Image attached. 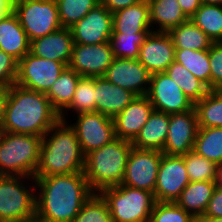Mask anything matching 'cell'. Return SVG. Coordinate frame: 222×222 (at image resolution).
I'll use <instances>...</instances> for the list:
<instances>
[{"label": "cell", "mask_w": 222, "mask_h": 222, "mask_svg": "<svg viewBox=\"0 0 222 222\" xmlns=\"http://www.w3.org/2000/svg\"><path fill=\"white\" fill-rule=\"evenodd\" d=\"M31 181L39 189L36 191L39 193L36 195L37 222H72L94 193L83 171L39 177Z\"/></svg>", "instance_id": "6da1fadb"}, {"label": "cell", "mask_w": 222, "mask_h": 222, "mask_svg": "<svg viewBox=\"0 0 222 222\" xmlns=\"http://www.w3.org/2000/svg\"><path fill=\"white\" fill-rule=\"evenodd\" d=\"M60 120L44 93L11 85L7 96L2 132H13L43 137Z\"/></svg>", "instance_id": "7a4b0ae2"}, {"label": "cell", "mask_w": 222, "mask_h": 222, "mask_svg": "<svg viewBox=\"0 0 222 222\" xmlns=\"http://www.w3.org/2000/svg\"><path fill=\"white\" fill-rule=\"evenodd\" d=\"M84 163L85 155L75 130L66 121L59 120L42 137L34 179L81 172Z\"/></svg>", "instance_id": "3957f363"}, {"label": "cell", "mask_w": 222, "mask_h": 222, "mask_svg": "<svg viewBox=\"0 0 222 222\" xmlns=\"http://www.w3.org/2000/svg\"><path fill=\"white\" fill-rule=\"evenodd\" d=\"M131 149L130 141L116 138L85 155L83 172L94 193L123 182Z\"/></svg>", "instance_id": "277c9868"}, {"label": "cell", "mask_w": 222, "mask_h": 222, "mask_svg": "<svg viewBox=\"0 0 222 222\" xmlns=\"http://www.w3.org/2000/svg\"><path fill=\"white\" fill-rule=\"evenodd\" d=\"M42 137L0 133V176L34 177L39 164Z\"/></svg>", "instance_id": "5b68a950"}, {"label": "cell", "mask_w": 222, "mask_h": 222, "mask_svg": "<svg viewBox=\"0 0 222 222\" xmlns=\"http://www.w3.org/2000/svg\"><path fill=\"white\" fill-rule=\"evenodd\" d=\"M99 194L106 201L113 222H148L157 202L154 193L122 184L104 188Z\"/></svg>", "instance_id": "8992f818"}, {"label": "cell", "mask_w": 222, "mask_h": 222, "mask_svg": "<svg viewBox=\"0 0 222 222\" xmlns=\"http://www.w3.org/2000/svg\"><path fill=\"white\" fill-rule=\"evenodd\" d=\"M26 178L34 179L28 176H0V222L36 220V186L26 188L27 185L22 183Z\"/></svg>", "instance_id": "52a82bcc"}, {"label": "cell", "mask_w": 222, "mask_h": 222, "mask_svg": "<svg viewBox=\"0 0 222 222\" xmlns=\"http://www.w3.org/2000/svg\"><path fill=\"white\" fill-rule=\"evenodd\" d=\"M11 10L29 42L62 28L55 0H12Z\"/></svg>", "instance_id": "ba28073f"}, {"label": "cell", "mask_w": 222, "mask_h": 222, "mask_svg": "<svg viewBox=\"0 0 222 222\" xmlns=\"http://www.w3.org/2000/svg\"><path fill=\"white\" fill-rule=\"evenodd\" d=\"M67 66L26 53L18 62L16 85L46 94Z\"/></svg>", "instance_id": "9c48e42d"}, {"label": "cell", "mask_w": 222, "mask_h": 222, "mask_svg": "<svg viewBox=\"0 0 222 222\" xmlns=\"http://www.w3.org/2000/svg\"><path fill=\"white\" fill-rule=\"evenodd\" d=\"M70 126L76 132L84 155L116 139L113 118L99 112L78 113L76 123Z\"/></svg>", "instance_id": "30bf717a"}, {"label": "cell", "mask_w": 222, "mask_h": 222, "mask_svg": "<svg viewBox=\"0 0 222 222\" xmlns=\"http://www.w3.org/2000/svg\"><path fill=\"white\" fill-rule=\"evenodd\" d=\"M147 97L155 111L169 115L192 110L195 106L166 72L151 74Z\"/></svg>", "instance_id": "8fae6325"}, {"label": "cell", "mask_w": 222, "mask_h": 222, "mask_svg": "<svg viewBox=\"0 0 222 222\" xmlns=\"http://www.w3.org/2000/svg\"><path fill=\"white\" fill-rule=\"evenodd\" d=\"M162 152L132 146L122 185L154 193Z\"/></svg>", "instance_id": "7c38bea8"}, {"label": "cell", "mask_w": 222, "mask_h": 222, "mask_svg": "<svg viewBox=\"0 0 222 222\" xmlns=\"http://www.w3.org/2000/svg\"><path fill=\"white\" fill-rule=\"evenodd\" d=\"M190 183L183 156L162 153L154 196L157 202H175Z\"/></svg>", "instance_id": "4fadbf2b"}, {"label": "cell", "mask_w": 222, "mask_h": 222, "mask_svg": "<svg viewBox=\"0 0 222 222\" xmlns=\"http://www.w3.org/2000/svg\"><path fill=\"white\" fill-rule=\"evenodd\" d=\"M113 59L109 42L94 45L74 43L68 67L81 77H103Z\"/></svg>", "instance_id": "5bb4252c"}, {"label": "cell", "mask_w": 222, "mask_h": 222, "mask_svg": "<svg viewBox=\"0 0 222 222\" xmlns=\"http://www.w3.org/2000/svg\"><path fill=\"white\" fill-rule=\"evenodd\" d=\"M198 129L195 107L183 113L170 114L168 133L162 153L182 156L192 151Z\"/></svg>", "instance_id": "9a60e30c"}, {"label": "cell", "mask_w": 222, "mask_h": 222, "mask_svg": "<svg viewBox=\"0 0 222 222\" xmlns=\"http://www.w3.org/2000/svg\"><path fill=\"white\" fill-rule=\"evenodd\" d=\"M104 77L136 96H147L151 73L138 59L114 58Z\"/></svg>", "instance_id": "2e32d148"}, {"label": "cell", "mask_w": 222, "mask_h": 222, "mask_svg": "<svg viewBox=\"0 0 222 222\" xmlns=\"http://www.w3.org/2000/svg\"><path fill=\"white\" fill-rule=\"evenodd\" d=\"M70 29L74 43L94 45L109 42L112 35V13L100 3Z\"/></svg>", "instance_id": "e0dca14e"}, {"label": "cell", "mask_w": 222, "mask_h": 222, "mask_svg": "<svg viewBox=\"0 0 222 222\" xmlns=\"http://www.w3.org/2000/svg\"><path fill=\"white\" fill-rule=\"evenodd\" d=\"M176 48L165 32H151L140 46L138 60L151 73L165 72L174 62Z\"/></svg>", "instance_id": "ac0fdd59"}, {"label": "cell", "mask_w": 222, "mask_h": 222, "mask_svg": "<svg viewBox=\"0 0 222 222\" xmlns=\"http://www.w3.org/2000/svg\"><path fill=\"white\" fill-rule=\"evenodd\" d=\"M154 111L147 96H136L115 118L116 138L132 142Z\"/></svg>", "instance_id": "d6986e66"}, {"label": "cell", "mask_w": 222, "mask_h": 222, "mask_svg": "<svg viewBox=\"0 0 222 222\" xmlns=\"http://www.w3.org/2000/svg\"><path fill=\"white\" fill-rule=\"evenodd\" d=\"M74 41L70 28L62 27L30 42V53L36 57L62 62L68 67Z\"/></svg>", "instance_id": "ffe728a7"}, {"label": "cell", "mask_w": 222, "mask_h": 222, "mask_svg": "<svg viewBox=\"0 0 222 222\" xmlns=\"http://www.w3.org/2000/svg\"><path fill=\"white\" fill-rule=\"evenodd\" d=\"M95 112L115 118L136 97L103 77H94Z\"/></svg>", "instance_id": "44dd1931"}, {"label": "cell", "mask_w": 222, "mask_h": 222, "mask_svg": "<svg viewBox=\"0 0 222 222\" xmlns=\"http://www.w3.org/2000/svg\"><path fill=\"white\" fill-rule=\"evenodd\" d=\"M149 4L142 0L137 4L112 13V33H151Z\"/></svg>", "instance_id": "7402d4cb"}, {"label": "cell", "mask_w": 222, "mask_h": 222, "mask_svg": "<svg viewBox=\"0 0 222 222\" xmlns=\"http://www.w3.org/2000/svg\"><path fill=\"white\" fill-rule=\"evenodd\" d=\"M0 50L11 55L18 62L30 52V42L26 32L12 10L0 18Z\"/></svg>", "instance_id": "603a6c76"}, {"label": "cell", "mask_w": 222, "mask_h": 222, "mask_svg": "<svg viewBox=\"0 0 222 222\" xmlns=\"http://www.w3.org/2000/svg\"><path fill=\"white\" fill-rule=\"evenodd\" d=\"M168 127L169 114L154 110L131 144L138 149L162 152L166 142Z\"/></svg>", "instance_id": "cb8c5ba5"}, {"label": "cell", "mask_w": 222, "mask_h": 222, "mask_svg": "<svg viewBox=\"0 0 222 222\" xmlns=\"http://www.w3.org/2000/svg\"><path fill=\"white\" fill-rule=\"evenodd\" d=\"M147 2L152 32L168 33L171 29L189 20L182 11L178 0H147ZM153 24L157 29L153 28Z\"/></svg>", "instance_id": "d4e9b609"}, {"label": "cell", "mask_w": 222, "mask_h": 222, "mask_svg": "<svg viewBox=\"0 0 222 222\" xmlns=\"http://www.w3.org/2000/svg\"><path fill=\"white\" fill-rule=\"evenodd\" d=\"M215 189L214 181L190 182L175 203L198 219L204 215Z\"/></svg>", "instance_id": "484cf974"}, {"label": "cell", "mask_w": 222, "mask_h": 222, "mask_svg": "<svg viewBox=\"0 0 222 222\" xmlns=\"http://www.w3.org/2000/svg\"><path fill=\"white\" fill-rule=\"evenodd\" d=\"M80 78L78 73L66 67L45 94L59 114L71 103Z\"/></svg>", "instance_id": "4316f807"}, {"label": "cell", "mask_w": 222, "mask_h": 222, "mask_svg": "<svg viewBox=\"0 0 222 222\" xmlns=\"http://www.w3.org/2000/svg\"><path fill=\"white\" fill-rule=\"evenodd\" d=\"M168 34L176 49L209 50L213 43L190 19L171 29Z\"/></svg>", "instance_id": "83f0119b"}, {"label": "cell", "mask_w": 222, "mask_h": 222, "mask_svg": "<svg viewBox=\"0 0 222 222\" xmlns=\"http://www.w3.org/2000/svg\"><path fill=\"white\" fill-rule=\"evenodd\" d=\"M194 107L199 128H222V90H210Z\"/></svg>", "instance_id": "f1b7e54d"}, {"label": "cell", "mask_w": 222, "mask_h": 222, "mask_svg": "<svg viewBox=\"0 0 222 222\" xmlns=\"http://www.w3.org/2000/svg\"><path fill=\"white\" fill-rule=\"evenodd\" d=\"M213 42H222V6L202 4L189 18Z\"/></svg>", "instance_id": "f546056e"}, {"label": "cell", "mask_w": 222, "mask_h": 222, "mask_svg": "<svg viewBox=\"0 0 222 222\" xmlns=\"http://www.w3.org/2000/svg\"><path fill=\"white\" fill-rule=\"evenodd\" d=\"M174 61L182 64L210 89L209 50L176 49Z\"/></svg>", "instance_id": "4dcf8cb0"}, {"label": "cell", "mask_w": 222, "mask_h": 222, "mask_svg": "<svg viewBox=\"0 0 222 222\" xmlns=\"http://www.w3.org/2000/svg\"><path fill=\"white\" fill-rule=\"evenodd\" d=\"M193 151L207 160L222 163V128H199Z\"/></svg>", "instance_id": "1f68e13d"}, {"label": "cell", "mask_w": 222, "mask_h": 222, "mask_svg": "<svg viewBox=\"0 0 222 222\" xmlns=\"http://www.w3.org/2000/svg\"><path fill=\"white\" fill-rule=\"evenodd\" d=\"M165 72L194 103L210 91L202 81L197 79L189 70L176 61H174Z\"/></svg>", "instance_id": "d6a6232c"}, {"label": "cell", "mask_w": 222, "mask_h": 222, "mask_svg": "<svg viewBox=\"0 0 222 222\" xmlns=\"http://www.w3.org/2000/svg\"><path fill=\"white\" fill-rule=\"evenodd\" d=\"M95 105L94 78L81 77L77 83L71 103L59 114L60 120L66 121L65 114L69 110H72V112L75 111L76 114L82 112H95Z\"/></svg>", "instance_id": "836d02e7"}, {"label": "cell", "mask_w": 222, "mask_h": 222, "mask_svg": "<svg viewBox=\"0 0 222 222\" xmlns=\"http://www.w3.org/2000/svg\"><path fill=\"white\" fill-rule=\"evenodd\" d=\"M149 33H112L109 43L114 58L138 59L140 46Z\"/></svg>", "instance_id": "e575fe53"}, {"label": "cell", "mask_w": 222, "mask_h": 222, "mask_svg": "<svg viewBox=\"0 0 222 222\" xmlns=\"http://www.w3.org/2000/svg\"><path fill=\"white\" fill-rule=\"evenodd\" d=\"M62 27L70 28L80 21L90 10L100 4V0H55Z\"/></svg>", "instance_id": "d590c367"}, {"label": "cell", "mask_w": 222, "mask_h": 222, "mask_svg": "<svg viewBox=\"0 0 222 222\" xmlns=\"http://www.w3.org/2000/svg\"><path fill=\"white\" fill-rule=\"evenodd\" d=\"M190 182L215 181L217 164L190 151L182 155Z\"/></svg>", "instance_id": "8d00e7d4"}, {"label": "cell", "mask_w": 222, "mask_h": 222, "mask_svg": "<svg viewBox=\"0 0 222 222\" xmlns=\"http://www.w3.org/2000/svg\"><path fill=\"white\" fill-rule=\"evenodd\" d=\"M72 222H113L108 205L99 193H93Z\"/></svg>", "instance_id": "74e56055"}, {"label": "cell", "mask_w": 222, "mask_h": 222, "mask_svg": "<svg viewBox=\"0 0 222 222\" xmlns=\"http://www.w3.org/2000/svg\"><path fill=\"white\" fill-rule=\"evenodd\" d=\"M148 222H197L175 202H156Z\"/></svg>", "instance_id": "f35d334b"}, {"label": "cell", "mask_w": 222, "mask_h": 222, "mask_svg": "<svg viewBox=\"0 0 222 222\" xmlns=\"http://www.w3.org/2000/svg\"><path fill=\"white\" fill-rule=\"evenodd\" d=\"M210 90H222V42L209 48Z\"/></svg>", "instance_id": "ab89813d"}, {"label": "cell", "mask_w": 222, "mask_h": 222, "mask_svg": "<svg viewBox=\"0 0 222 222\" xmlns=\"http://www.w3.org/2000/svg\"><path fill=\"white\" fill-rule=\"evenodd\" d=\"M17 75L18 61L0 50V82L10 87L16 83Z\"/></svg>", "instance_id": "60d3db41"}, {"label": "cell", "mask_w": 222, "mask_h": 222, "mask_svg": "<svg viewBox=\"0 0 222 222\" xmlns=\"http://www.w3.org/2000/svg\"><path fill=\"white\" fill-rule=\"evenodd\" d=\"M201 217H220L222 218V190L216 188L213 196L208 202V206Z\"/></svg>", "instance_id": "b9f144b4"}, {"label": "cell", "mask_w": 222, "mask_h": 222, "mask_svg": "<svg viewBox=\"0 0 222 222\" xmlns=\"http://www.w3.org/2000/svg\"><path fill=\"white\" fill-rule=\"evenodd\" d=\"M140 1L142 0H100V3H102L111 13H114L118 10L137 4Z\"/></svg>", "instance_id": "7bdbcfd3"}, {"label": "cell", "mask_w": 222, "mask_h": 222, "mask_svg": "<svg viewBox=\"0 0 222 222\" xmlns=\"http://www.w3.org/2000/svg\"><path fill=\"white\" fill-rule=\"evenodd\" d=\"M184 14L190 18L202 5L201 0H178Z\"/></svg>", "instance_id": "ee69618b"}, {"label": "cell", "mask_w": 222, "mask_h": 222, "mask_svg": "<svg viewBox=\"0 0 222 222\" xmlns=\"http://www.w3.org/2000/svg\"><path fill=\"white\" fill-rule=\"evenodd\" d=\"M8 93H9V86L0 82V125L3 120V113H4Z\"/></svg>", "instance_id": "f6af8a7d"}, {"label": "cell", "mask_w": 222, "mask_h": 222, "mask_svg": "<svg viewBox=\"0 0 222 222\" xmlns=\"http://www.w3.org/2000/svg\"><path fill=\"white\" fill-rule=\"evenodd\" d=\"M12 0H0V18H3L9 11H11Z\"/></svg>", "instance_id": "bcb514c9"}, {"label": "cell", "mask_w": 222, "mask_h": 222, "mask_svg": "<svg viewBox=\"0 0 222 222\" xmlns=\"http://www.w3.org/2000/svg\"><path fill=\"white\" fill-rule=\"evenodd\" d=\"M215 187L222 190V163L217 164Z\"/></svg>", "instance_id": "7dc6e473"}, {"label": "cell", "mask_w": 222, "mask_h": 222, "mask_svg": "<svg viewBox=\"0 0 222 222\" xmlns=\"http://www.w3.org/2000/svg\"><path fill=\"white\" fill-rule=\"evenodd\" d=\"M197 222H222L220 217H199Z\"/></svg>", "instance_id": "c3c4849f"}, {"label": "cell", "mask_w": 222, "mask_h": 222, "mask_svg": "<svg viewBox=\"0 0 222 222\" xmlns=\"http://www.w3.org/2000/svg\"><path fill=\"white\" fill-rule=\"evenodd\" d=\"M202 4H215L222 6V0H201Z\"/></svg>", "instance_id": "681fc988"}]
</instances>
